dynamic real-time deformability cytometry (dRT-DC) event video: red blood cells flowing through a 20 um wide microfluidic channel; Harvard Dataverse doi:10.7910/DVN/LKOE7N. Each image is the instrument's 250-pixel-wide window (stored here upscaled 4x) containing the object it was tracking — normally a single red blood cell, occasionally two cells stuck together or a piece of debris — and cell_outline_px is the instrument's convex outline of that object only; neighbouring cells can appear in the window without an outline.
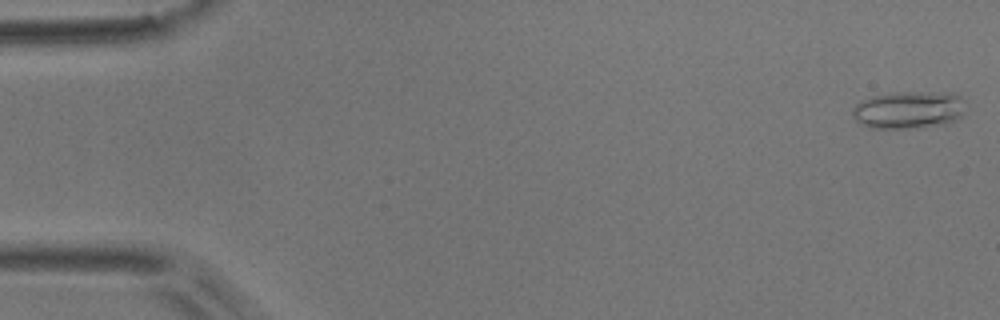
{"species": "common noctule bat (a hibernating species)", "species_latin": "Nyctalus noctula", "temperature_condition": "room temperature", "stored_images_in_passage": 12, "camera_frame_rate_fps": 3000, "um_per_image_px": 0.085, "animal": {"sex": "male", "body_mass_g": 17.9}, "frame": {"image": 1, "passage_image": 1, "time_ms": 0.0, "image_size_px": [1000, 320], "cell_outline_px": [[964, 100], [960, 116], [956, 120], [948, 124], [904, 128], [872, 128], [860, 124], [852, 116], [852, 108], [860, 100], [872, 96], [892, 92], [952, 92], [960, 96]], "centroid_in_image_um": [77.2, 9.32], "position_along_channel_um": 7.8, "area_um2": 24.85}}